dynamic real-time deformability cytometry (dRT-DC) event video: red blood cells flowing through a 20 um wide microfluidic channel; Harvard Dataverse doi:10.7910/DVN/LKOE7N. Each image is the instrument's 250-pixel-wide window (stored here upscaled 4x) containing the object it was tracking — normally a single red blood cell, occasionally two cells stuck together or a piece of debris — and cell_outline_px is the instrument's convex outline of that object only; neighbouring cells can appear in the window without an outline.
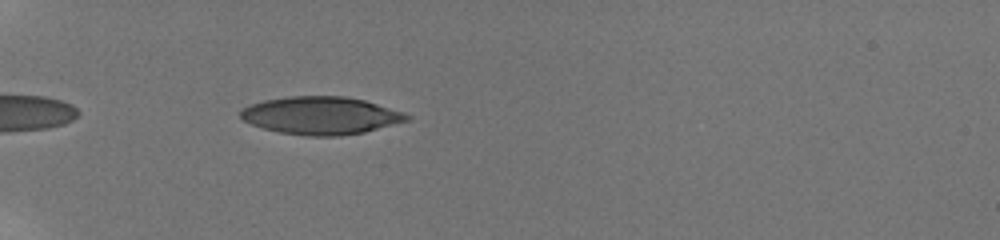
{"species": "human", "species_latin": "Homo sapiens", "temperature_condition": "room temperature", "stored_images_in_passage": 48, "camera_frame_rate_fps": 3000, "um_per_image_px": 0.085, "donor": {"sex": "male"}, "frame": {"image": 1, "passage_image": 3, "time_ms": 0.667, "image_size_px": [1000, 240], "cell_outline_px": [[412, 120], [364, 132], [340, 136], [308, 136], [280, 132], [264, 128], [252, 124], [244, 120], [240, 116], [240, 108], [264, 100], [288, 96], [344, 96], [364, 100], [404, 112], [412, 116]], "centroid_in_image_um": [27.31, 9.82], "position_along_channel_um": 57.7, "area_um2": 36.65}}
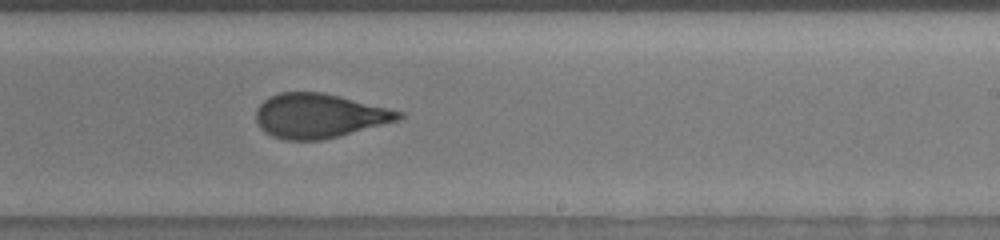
{"frame": {"image": 2, "passage_image": 28, "time_ms": 6.667, "image_size_px": [1000, 240], "cell_outline_px": [[404, 116], [400, 120], [340, 136], [324, 140], [284, 140], [272, 136], [264, 132], [260, 128], [256, 120], [256, 108], [268, 96], [280, 92], [320, 92], [340, 96], [404, 112]], "centroid_in_image_um": [27.11, 9.85], "position_along_channel_um": 261.9, "area_um2": 37.11}}
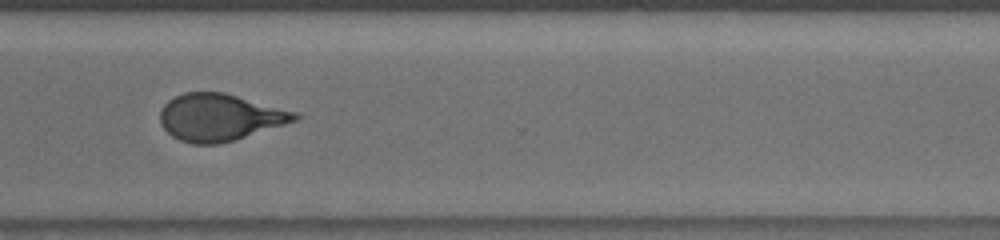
{"frame": {"image": 3, "passage_image": 36, "time_ms": 9.0, "image_size_px": [1000, 240], "cell_outline_px": [[300, 116], [296, 120], [236, 140], [216, 144], [192, 144], [180, 140], [172, 136], [160, 124], [160, 112], [164, 104], [168, 100], [184, 92], [224, 92], [300, 112]], "centroid_in_image_um": [18.69, 9.96], "position_along_channel_um": 351.9, "area_um2": 37.05}, "authors_computed_cell_mechanics": {"area_um2": 37.3388, "velocity_mm_per_s": 3.8669, "shape_relaxation_time_tau1_ms": 5.4164, "shape_relaxation_time_tau2_ms": 1.255, "deformation_change_tau1": 0.1938, "deformation_change_tau2": 0.0921}}